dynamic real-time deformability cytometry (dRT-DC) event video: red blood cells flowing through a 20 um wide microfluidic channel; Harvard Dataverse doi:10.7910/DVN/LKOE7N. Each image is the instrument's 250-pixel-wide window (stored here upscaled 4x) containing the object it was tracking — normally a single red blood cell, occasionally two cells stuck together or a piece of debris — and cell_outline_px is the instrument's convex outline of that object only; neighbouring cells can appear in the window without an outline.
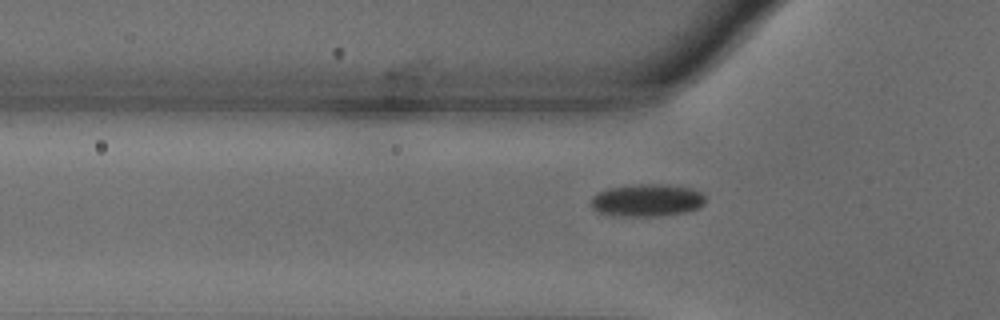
{"species": "common noctule bat (a hibernating species)", "species_latin": "Nyctalus noctula", "temperature_condition": "warm", "stored_images_in_passage": 40, "camera_frame_rate_fps": 3000, "um_per_image_px": 0.085, "animal": {"sex": "male", "body_mass_g": 18.8}, "frame": {"image": 1, "passage_image": 6, "time_ms": 1.667, "image_size_px": [1000, 320], "cell_outline_px": [[704, 204], [700, 208], [688, 212], [660, 216], [620, 216], [596, 212], [592, 208], [588, 200], [596, 192], [608, 188], [632, 184], [668, 184], [692, 188], [700, 192], [704, 196]], "centroid_in_image_um": [54.96, 17.02], "position_along_channel_um": 70.8, "area_um2": 22.2}}
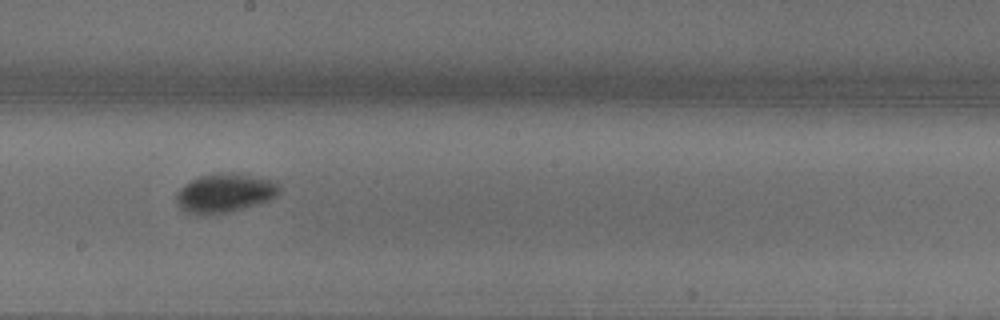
{"frame": {"image": 2, "passage_image": 19, "time_ms": 6.0, "image_size_px": [1000, 320], "cell_outline_px": [[280, 192], [276, 196], [268, 200], [256, 204], [228, 212], [208, 216], [200, 216], [188, 212], [180, 208], [176, 200], [176, 192], [184, 184], [200, 176], [220, 172], [228, 172], [252, 176], [272, 180], [280, 184]], "centroid_in_image_um": [19.08, 16.42], "position_along_channel_um": 229.1, "area_um2": 23.47}}
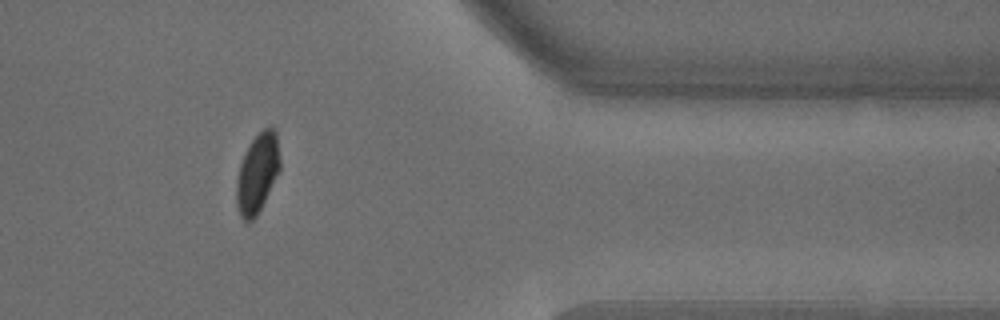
{"frame": {"image": 3, "passage_image": 34, "time_ms": 11.0, "image_size_px": [1000, 320], "cell_outline_px": [[280, 168], [256, 216], [248, 224], [240, 216], [236, 204], [236, 180], [240, 164], [244, 152], [252, 140], [264, 128], [272, 128], [276, 132], [280, 160]], "centroid_in_image_um": [21.85, 14.74], "position_along_channel_um": 389.6, "area_um2": 19.83}, "authors_computed_cell_mechanics": {"area_um2": 21.2993, "velocity_mm_per_s": 3.629, "shape_relaxation_time_tau1_ms": 2.4712, "shape_relaxation_time_tau2_ms": null, "deformation_change_tau1": 0.1274, "deformation_change_tau2": null}}